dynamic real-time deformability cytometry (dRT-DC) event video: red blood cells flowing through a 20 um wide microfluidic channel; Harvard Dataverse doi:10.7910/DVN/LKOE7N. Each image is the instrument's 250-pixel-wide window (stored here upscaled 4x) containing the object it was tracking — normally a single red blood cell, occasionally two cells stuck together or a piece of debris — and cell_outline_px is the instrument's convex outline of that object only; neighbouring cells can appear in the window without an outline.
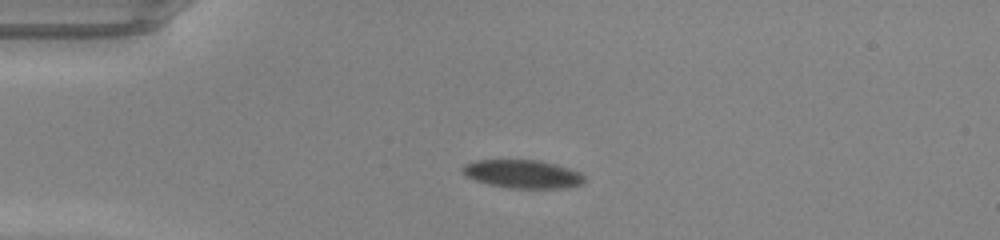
{"species": "common noctule bat (a hibernating species)", "species_latin": "Nyctalus noctula", "temperature_condition": "warm", "stored_images_in_passage": 38, "camera_frame_rate_fps": 3000, "um_per_image_px": 0.085, "animal": {"sex": "male", "body_mass_g": 20.0, "forearm_length_mm": 53.3}, "frame": {"image": 1, "passage_image": 1, "time_ms": 0.0, "image_size_px": [1000, 240], "cell_outline_px": [[584, 180], [580, 184], [568, 188], [508, 188], [488, 184], [476, 180], [468, 176], [460, 168], [464, 164], [476, 160], [540, 160], [556, 164], [580, 172], [584, 176]], "centroid_in_image_um": [44.43, 14.79], "position_along_channel_um": 40.6, "area_um2": 20.06}}
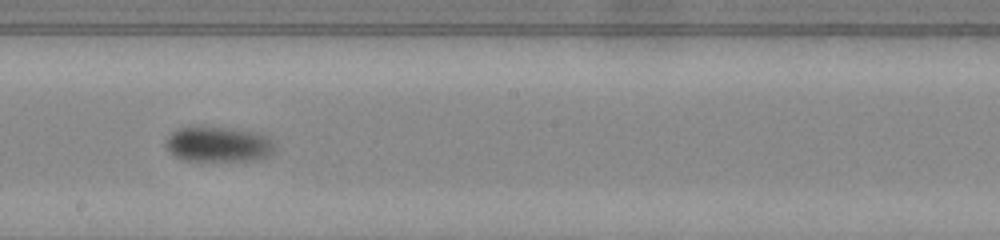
{"frame": {"image": 2, "passage_image": 17, "time_ms": 5.333, "image_size_px": [1000, 240], "cell_outline_px": [[272, 152], [268, 156], [260, 160], [184, 160], [176, 156], [164, 144], [164, 140], [176, 128], [192, 124], [200, 124], [256, 132], [272, 140]], "centroid_in_image_um": [18.48, 12.21], "position_along_channel_um": 229.7, "area_um2": 22.72}}
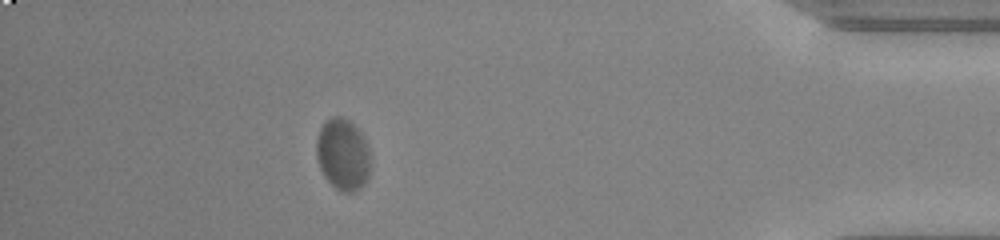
{"frame": {"image": 3, "passage_image": 33, "time_ms": 10.667, "image_size_px": [1000, 240], "cell_outline_px": [[368, 176], [364, 184], [352, 192], [344, 192], [336, 188], [324, 176], [320, 168], [316, 156], [316, 140], [320, 128], [332, 116], [340, 116], [348, 120], [364, 136], [368, 148]], "centroid_in_image_um": [29.11, 13.12], "position_along_channel_um": 406.1, "area_um2": 22.14}, "authors_computed_cell_mechanics": {"area_um2": 22.1374, "velocity_mm_per_s": 4.1762, "shape_relaxation_time_tau1_ms": 3.0861, "shape_relaxation_time_tau2_ms": null, "deformation_change_tau1": 0.1197, "deformation_change_tau2": null}}